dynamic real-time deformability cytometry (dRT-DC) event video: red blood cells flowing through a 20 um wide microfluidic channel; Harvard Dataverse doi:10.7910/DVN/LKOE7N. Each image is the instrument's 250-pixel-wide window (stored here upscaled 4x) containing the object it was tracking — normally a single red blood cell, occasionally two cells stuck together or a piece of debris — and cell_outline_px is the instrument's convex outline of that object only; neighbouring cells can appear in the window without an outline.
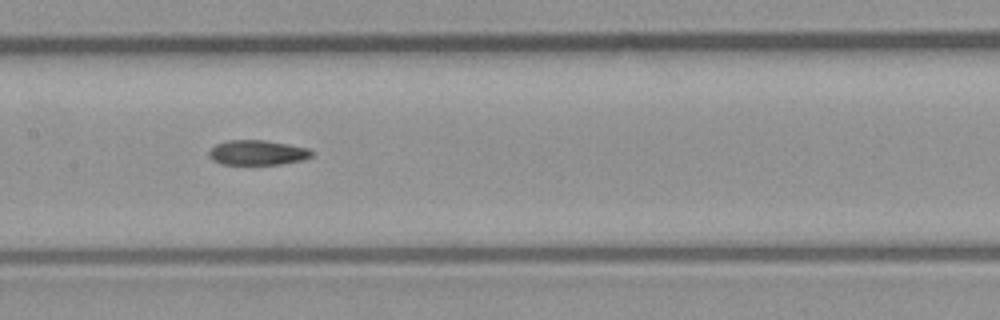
{"species": "common noctule bat (a hibernating species)", "species_latin": "Nyctalus noctula", "temperature_condition": "room temperature", "stored_images_in_passage": 9, "camera_frame_rate_fps": 3000, "um_per_image_px": 0.085, "animal": {"sex": "male", "body_mass_g": 23.1, "forearm_length_mm": 52.7}, "frame": {"image": 1, "passage_image": 7, "time_ms": 6.667, "image_size_px": [1000, 320], "cell_outline_px": [[312, 156], [300, 160], [280, 164], [220, 164], [212, 160], [208, 156], [208, 152], [216, 144], [228, 140], [264, 140], [288, 144], [308, 148], [312, 152]], "centroid_in_image_um": [21.84, 12.97], "position_along_channel_um": 185.6, "area_um2": 14.8}}
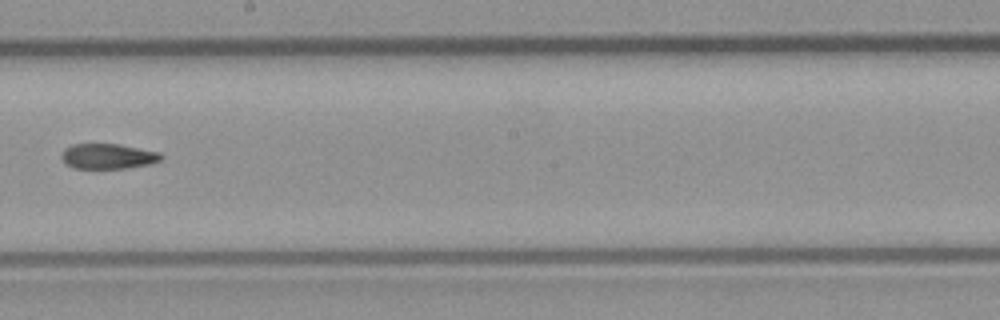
{"frame": {"image": 2, "passage_image": 8, "time_ms": 8.0, "image_size_px": [1000, 320], "cell_outline_px": [[164, 156], [160, 160], [148, 164], [128, 168], [72, 168], [64, 164], [60, 156], [64, 148], [72, 144], [120, 144], [160, 152]], "centroid_in_image_um": [9.14, 13.28], "position_along_channel_um": 239.1, "area_um2": 14.8}}
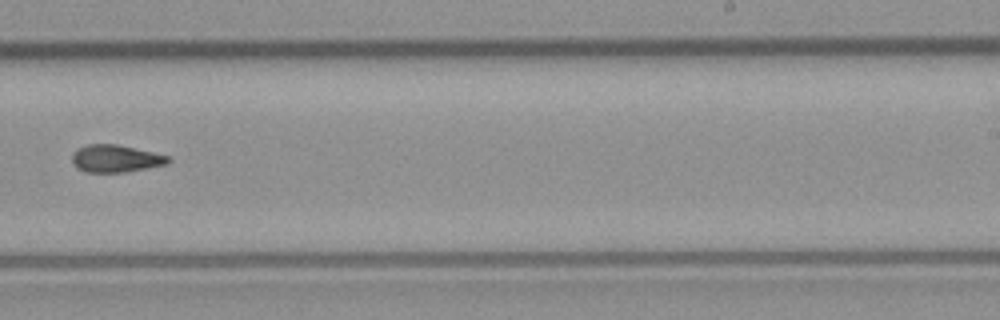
{"frame": {"image": 3, "passage_image": 9, "time_ms": 9.0, "image_size_px": [1000, 320], "cell_outline_px": [[172, 160], [164, 164], [124, 172], [84, 172], [76, 168], [72, 164], [72, 156], [76, 148], [88, 144], [116, 144], [152, 152], [168, 156]], "centroid_in_image_um": [9.75, 13.47], "position_along_channel_um": 279.2, "area_um2": 15.2}}